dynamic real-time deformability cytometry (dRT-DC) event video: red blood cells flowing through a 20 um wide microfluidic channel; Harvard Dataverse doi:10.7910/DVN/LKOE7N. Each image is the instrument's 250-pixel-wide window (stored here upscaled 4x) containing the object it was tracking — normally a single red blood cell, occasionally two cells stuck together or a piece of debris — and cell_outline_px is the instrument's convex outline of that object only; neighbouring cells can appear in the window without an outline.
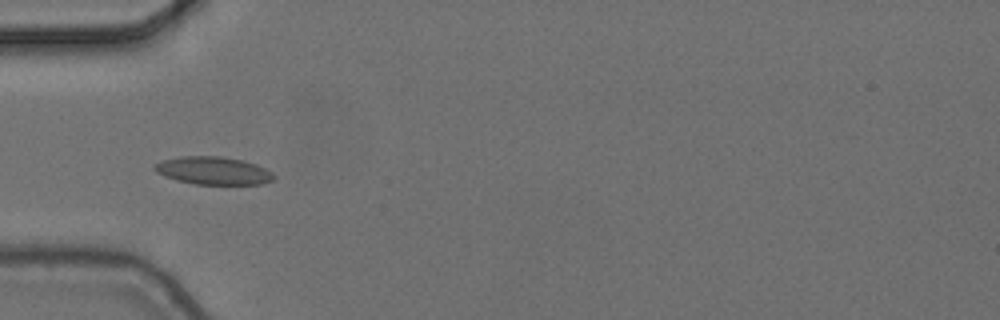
{"species": "common noctule bat (a hibernating species)", "species_latin": "Nyctalus noctula", "temperature_condition": "cold", "stored_images_in_passage": 8, "camera_frame_rate_fps": 3000, "um_per_image_px": 0.085, "animal": {"sex": "female", "body_mass_g": 24.6, "forearm_length_mm": 56.2}, "frame": {"image": 1, "passage_image": 5, "time_ms": 1.333, "image_size_px": [1000, 320], "cell_outline_px": [[276, 176], [272, 180], [264, 184], [196, 184], [176, 180], [164, 176], [156, 172], [152, 168], [156, 164], [164, 160], [180, 156], [220, 156], [244, 160], [256, 164], [272, 172]], "centroid_in_image_um": [18.14, 14.5], "position_along_channel_um": 66.9, "area_um2": 19.36}}
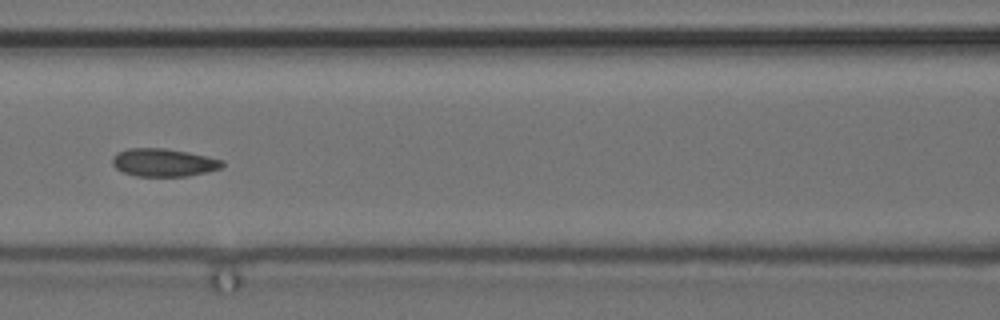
{"frame": {"image": 2, "passage_image": 7, "time_ms": 2.0, "image_size_px": [1000, 320], "cell_outline_px": [[224, 164], [220, 168], [188, 176], [136, 176], [124, 172], [116, 168], [112, 164], [112, 156], [116, 152], [128, 148], [164, 148], [188, 152], [224, 160]], "centroid_in_image_um": [13.87, 13.8], "position_along_channel_um": 152.7, "area_um2": 17.86}}
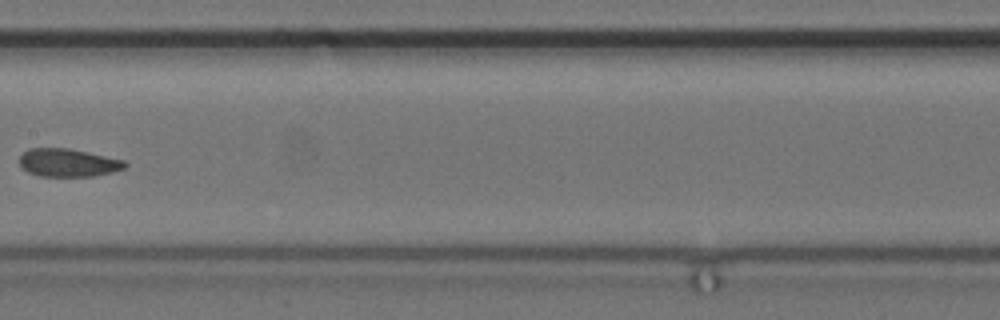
{"frame": {"image": 3, "passage_image": 8, "time_ms": 2.333, "image_size_px": [1000, 320], "cell_outline_px": [[128, 164], [124, 168], [112, 172], [96, 176], [40, 176], [28, 172], [20, 164], [20, 156], [28, 148], [68, 148], [88, 152], [124, 160]], "centroid_in_image_um": [5.8, 13.83], "position_along_channel_um": 201.6, "area_um2": 17.17}}